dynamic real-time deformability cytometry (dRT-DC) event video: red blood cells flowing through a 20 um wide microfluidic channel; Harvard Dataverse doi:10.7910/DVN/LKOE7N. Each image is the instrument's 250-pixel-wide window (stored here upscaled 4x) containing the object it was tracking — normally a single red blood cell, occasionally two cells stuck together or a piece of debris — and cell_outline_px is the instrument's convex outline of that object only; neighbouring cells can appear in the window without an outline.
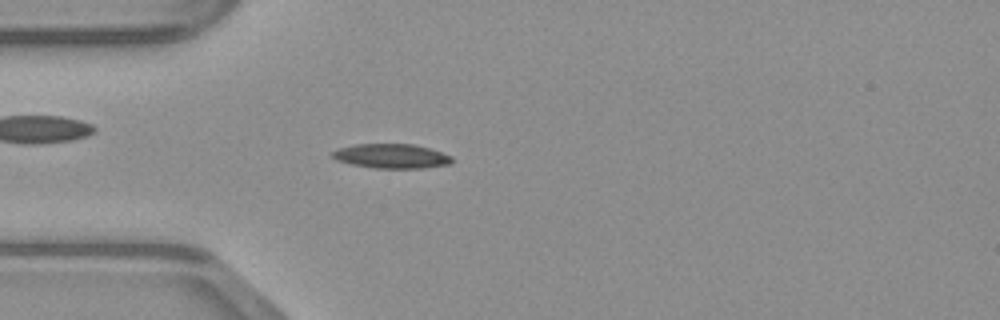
{"species": "common noctule bat (a hibernating species)", "species_latin": "Nyctalus noctula", "temperature_condition": "warm", "stored_images_in_passage": 38, "camera_frame_rate_fps": 3000, "um_per_image_px": 0.085, "animal": {"sex": "male", "body_mass_g": 23.1, "forearm_length_mm": 52.7}, "frame": {"image": 1, "passage_image": 3, "time_ms": 0.667, "image_size_px": [1000, 320], "cell_outline_px": [[452, 160], [448, 164], [424, 168], [372, 168], [352, 164], [336, 160], [332, 156], [332, 152], [340, 148], [356, 144], [412, 144], [428, 148], [452, 156]], "centroid_in_image_um": [33.26, 13.27], "position_along_channel_um": 51.7, "area_um2": 16.82}}
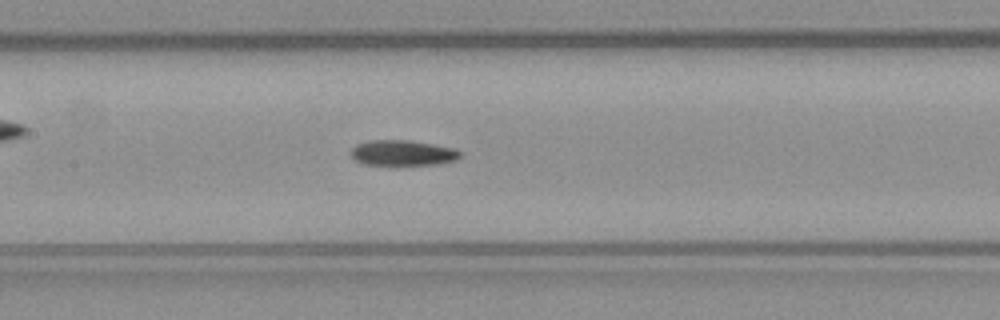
{"frame": {"image": 2, "passage_image": 12, "time_ms": 3.667, "image_size_px": [1000, 320], "cell_outline_px": [[460, 156], [456, 160], [436, 164], [396, 168], [364, 164], [356, 160], [352, 156], [352, 148], [356, 144], [368, 140], [408, 140], [456, 148], [460, 152]], "centroid_in_image_um": [34.21, 13.04], "position_along_channel_um": 173.2, "area_um2": 16.99}}
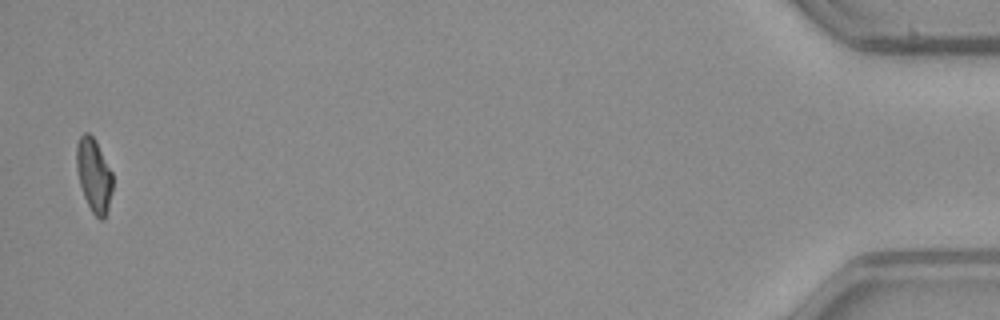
{"frame": {"image": 3, "passage_image": 37, "time_ms": 12.0, "image_size_px": [1000, 320], "cell_outline_px": [[112, 192], [108, 208], [104, 220], [100, 220], [92, 212], [84, 196], [80, 184], [76, 168], [76, 144], [80, 136], [84, 132], [88, 132], [96, 140], [112, 172]], "centroid_in_image_um": [7.98, 14.87], "position_along_channel_um": 427.2, "area_um2": 15.55}}